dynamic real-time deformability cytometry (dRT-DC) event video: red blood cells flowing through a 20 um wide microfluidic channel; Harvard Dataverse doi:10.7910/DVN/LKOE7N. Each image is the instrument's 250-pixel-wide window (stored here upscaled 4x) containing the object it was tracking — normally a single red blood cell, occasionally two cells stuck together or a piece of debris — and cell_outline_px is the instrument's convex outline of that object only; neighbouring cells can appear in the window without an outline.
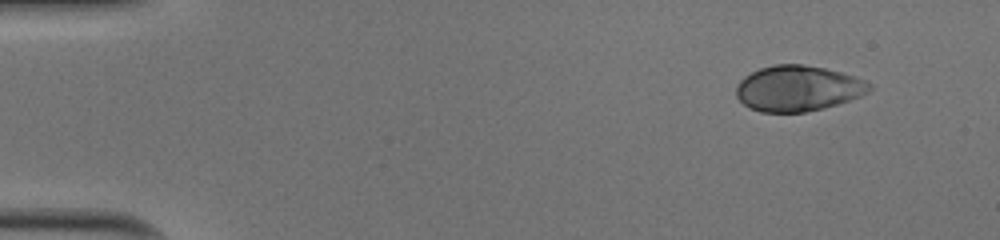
{"species": "human", "species_latin": "Homo sapiens", "temperature_condition": "cold", "stored_images_in_passage": 47, "camera_frame_rate_fps": 3000, "um_per_image_px": 0.085, "donor": {"sex": "male"}, "frame": {"image": 1, "passage_image": 1, "time_ms": 0.0, "image_size_px": [1000, 240], "cell_outline_px": [[872, 88], [868, 92], [860, 96], [824, 108], [804, 112], [760, 112], [748, 108], [736, 96], [736, 84], [744, 76], [760, 68], [776, 64], [804, 64], [824, 68], [856, 76], [872, 84]], "centroid_in_image_um": [67.81, 7.51], "position_along_channel_um": 17.2, "area_um2": 35.49}}
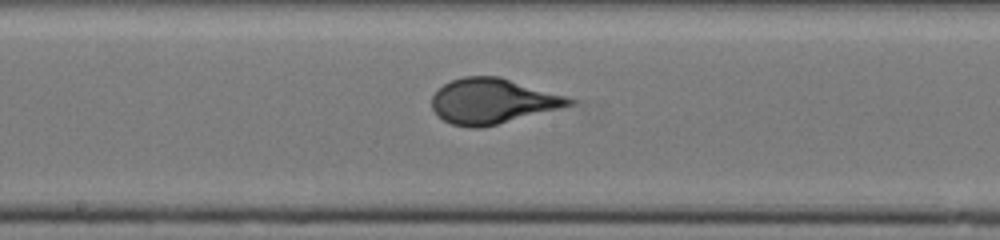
{"frame": {"image": 2, "passage_image": 24, "time_ms": 7.667, "image_size_px": [1000, 240], "cell_outline_px": [[576, 104], [480, 128], [472, 128], [452, 124], [444, 120], [432, 108], [432, 96], [444, 84], [452, 80], [464, 76], [500, 76], [564, 96], [576, 100]], "centroid_in_image_um": [41.85, 8.59], "position_along_channel_um": 206.3, "area_um2": 35.66}}
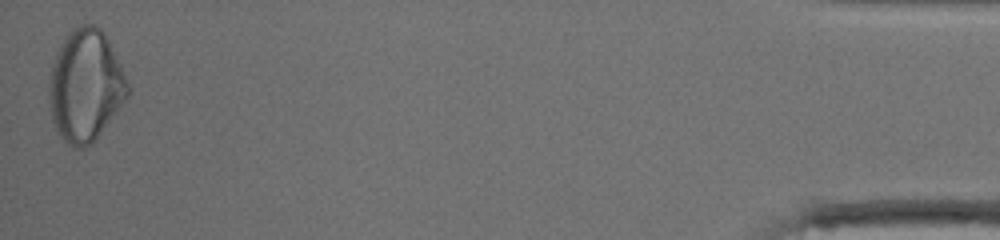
{"frame": {"image": 3, "passage_image": 47, "time_ms": 15.333, "image_size_px": [1000, 240], "cell_outline_px": [[132, 88], [128, 96], [96, 136], [88, 144], [80, 148], [76, 148], [68, 144], [56, 132], [52, 120], [48, 104], [48, 84], [52, 64], [56, 52], [64, 36], [72, 28], [80, 24], [96, 24], [104, 32]], "centroid_in_image_um": [7.23, 7.23], "position_along_channel_um": 428.0, "area_um2": 51.33}, "authors_computed_cell_mechanics": {"area_um2": 35.6626, "velocity_mm_per_s": 4.0124, "shape_relaxation_time_tau1_ms": 4.6368, "shape_relaxation_time_tau2_ms": null, "deformation_change_tau1": 0.2041, "deformation_change_tau2": null}}